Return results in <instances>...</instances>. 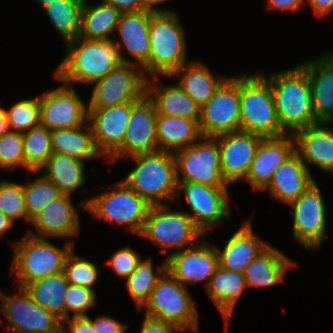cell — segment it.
Segmentation results:
<instances>
[{
    "label": "cell",
    "mask_w": 333,
    "mask_h": 333,
    "mask_svg": "<svg viewBox=\"0 0 333 333\" xmlns=\"http://www.w3.org/2000/svg\"><path fill=\"white\" fill-rule=\"evenodd\" d=\"M259 71L270 82L280 126L286 134L318 123L313 114L309 78L298 63L293 68L266 75Z\"/></svg>",
    "instance_id": "cell-1"
},
{
    "label": "cell",
    "mask_w": 333,
    "mask_h": 333,
    "mask_svg": "<svg viewBox=\"0 0 333 333\" xmlns=\"http://www.w3.org/2000/svg\"><path fill=\"white\" fill-rule=\"evenodd\" d=\"M67 53L59 63L54 76L64 84H88L102 79L120 61L113 40H88L81 37L69 40L63 45Z\"/></svg>",
    "instance_id": "cell-2"
},
{
    "label": "cell",
    "mask_w": 333,
    "mask_h": 333,
    "mask_svg": "<svg viewBox=\"0 0 333 333\" xmlns=\"http://www.w3.org/2000/svg\"><path fill=\"white\" fill-rule=\"evenodd\" d=\"M178 16L176 11L151 15L149 60L142 66L148 78L170 76L190 62L187 59L186 31Z\"/></svg>",
    "instance_id": "cell-3"
},
{
    "label": "cell",
    "mask_w": 333,
    "mask_h": 333,
    "mask_svg": "<svg viewBox=\"0 0 333 333\" xmlns=\"http://www.w3.org/2000/svg\"><path fill=\"white\" fill-rule=\"evenodd\" d=\"M59 247L48 238H38L25 234L20 240L11 243L13 258L11 273L17 287L24 288L33 281L63 272L67 256L74 249V243L64 241Z\"/></svg>",
    "instance_id": "cell-4"
},
{
    "label": "cell",
    "mask_w": 333,
    "mask_h": 333,
    "mask_svg": "<svg viewBox=\"0 0 333 333\" xmlns=\"http://www.w3.org/2000/svg\"><path fill=\"white\" fill-rule=\"evenodd\" d=\"M135 167L122 179L150 205L174 202L177 191L174 154L155 151L126 158Z\"/></svg>",
    "instance_id": "cell-5"
},
{
    "label": "cell",
    "mask_w": 333,
    "mask_h": 333,
    "mask_svg": "<svg viewBox=\"0 0 333 333\" xmlns=\"http://www.w3.org/2000/svg\"><path fill=\"white\" fill-rule=\"evenodd\" d=\"M103 192L91 196L86 205V212L91 218L125 227L126 231L140 235L151 205L123 180L108 185Z\"/></svg>",
    "instance_id": "cell-6"
},
{
    "label": "cell",
    "mask_w": 333,
    "mask_h": 333,
    "mask_svg": "<svg viewBox=\"0 0 333 333\" xmlns=\"http://www.w3.org/2000/svg\"><path fill=\"white\" fill-rule=\"evenodd\" d=\"M240 130L262 137L286 134L280 126L270 82L259 70L240 74Z\"/></svg>",
    "instance_id": "cell-7"
},
{
    "label": "cell",
    "mask_w": 333,
    "mask_h": 333,
    "mask_svg": "<svg viewBox=\"0 0 333 333\" xmlns=\"http://www.w3.org/2000/svg\"><path fill=\"white\" fill-rule=\"evenodd\" d=\"M171 204L151 205L141 238L169 255L198 244L205 235L184 210H171ZM199 239V240H198Z\"/></svg>",
    "instance_id": "cell-8"
},
{
    "label": "cell",
    "mask_w": 333,
    "mask_h": 333,
    "mask_svg": "<svg viewBox=\"0 0 333 333\" xmlns=\"http://www.w3.org/2000/svg\"><path fill=\"white\" fill-rule=\"evenodd\" d=\"M145 316L177 326L183 332H197L198 312L191 292L167 271L158 279L142 307Z\"/></svg>",
    "instance_id": "cell-9"
},
{
    "label": "cell",
    "mask_w": 333,
    "mask_h": 333,
    "mask_svg": "<svg viewBox=\"0 0 333 333\" xmlns=\"http://www.w3.org/2000/svg\"><path fill=\"white\" fill-rule=\"evenodd\" d=\"M148 77L141 66L129 62L119 64L102 79L92 83L87 109H102L135 102L147 94Z\"/></svg>",
    "instance_id": "cell-10"
},
{
    "label": "cell",
    "mask_w": 333,
    "mask_h": 333,
    "mask_svg": "<svg viewBox=\"0 0 333 333\" xmlns=\"http://www.w3.org/2000/svg\"><path fill=\"white\" fill-rule=\"evenodd\" d=\"M177 182L230 187L223 179L216 137L201 136L194 144L173 153Z\"/></svg>",
    "instance_id": "cell-11"
},
{
    "label": "cell",
    "mask_w": 333,
    "mask_h": 333,
    "mask_svg": "<svg viewBox=\"0 0 333 333\" xmlns=\"http://www.w3.org/2000/svg\"><path fill=\"white\" fill-rule=\"evenodd\" d=\"M325 198L315 181L288 207L293 217L292 236L306 250L317 251L326 238L327 207Z\"/></svg>",
    "instance_id": "cell-12"
},
{
    "label": "cell",
    "mask_w": 333,
    "mask_h": 333,
    "mask_svg": "<svg viewBox=\"0 0 333 333\" xmlns=\"http://www.w3.org/2000/svg\"><path fill=\"white\" fill-rule=\"evenodd\" d=\"M198 125L205 137L240 130V74L228 76L201 106Z\"/></svg>",
    "instance_id": "cell-13"
},
{
    "label": "cell",
    "mask_w": 333,
    "mask_h": 333,
    "mask_svg": "<svg viewBox=\"0 0 333 333\" xmlns=\"http://www.w3.org/2000/svg\"><path fill=\"white\" fill-rule=\"evenodd\" d=\"M228 187H213L193 182H177L174 202L178 203L184 194L192 213L185 211L194 224L207 236V232L219 222L231 218ZM222 220V221H221Z\"/></svg>",
    "instance_id": "cell-14"
},
{
    "label": "cell",
    "mask_w": 333,
    "mask_h": 333,
    "mask_svg": "<svg viewBox=\"0 0 333 333\" xmlns=\"http://www.w3.org/2000/svg\"><path fill=\"white\" fill-rule=\"evenodd\" d=\"M9 295L0 291V311L7 323L5 333H61L62 321L36 304L24 290Z\"/></svg>",
    "instance_id": "cell-15"
},
{
    "label": "cell",
    "mask_w": 333,
    "mask_h": 333,
    "mask_svg": "<svg viewBox=\"0 0 333 333\" xmlns=\"http://www.w3.org/2000/svg\"><path fill=\"white\" fill-rule=\"evenodd\" d=\"M38 95L40 105V125L48 130L76 128L88 119L87 103L74 86L62 83Z\"/></svg>",
    "instance_id": "cell-16"
},
{
    "label": "cell",
    "mask_w": 333,
    "mask_h": 333,
    "mask_svg": "<svg viewBox=\"0 0 333 333\" xmlns=\"http://www.w3.org/2000/svg\"><path fill=\"white\" fill-rule=\"evenodd\" d=\"M90 196L79 202L73 203L71 195L62 194L56 200L50 202L32 220L34 231L27 230V234L38 238H58L74 243V238L80 234L81 221L78 208L85 209Z\"/></svg>",
    "instance_id": "cell-17"
},
{
    "label": "cell",
    "mask_w": 333,
    "mask_h": 333,
    "mask_svg": "<svg viewBox=\"0 0 333 333\" xmlns=\"http://www.w3.org/2000/svg\"><path fill=\"white\" fill-rule=\"evenodd\" d=\"M156 125V108L147 94L140 100L132 102L124 141L107 162L116 163L134 155L158 151Z\"/></svg>",
    "instance_id": "cell-18"
},
{
    "label": "cell",
    "mask_w": 333,
    "mask_h": 333,
    "mask_svg": "<svg viewBox=\"0 0 333 333\" xmlns=\"http://www.w3.org/2000/svg\"><path fill=\"white\" fill-rule=\"evenodd\" d=\"M205 236L193 247L169 255L166 259V271L187 288L189 285L204 283L206 288L211 276L219 266L215 245L206 241Z\"/></svg>",
    "instance_id": "cell-19"
},
{
    "label": "cell",
    "mask_w": 333,
    "mask_h": 333,
    "mask_svg": "<svg viewBox=\"0 0 333 333\" xmlns=\"http://www.w3.org/2000/svg\"><path fill=\"white\" fill-rule=\"evenodd\" d=\"M223 179L229 186L245 180L262 136L235 131L216 136Z\"/></svg>",
    "instance_id": "cell-20"
},
{
    "label": "cell",
    "mask_w": 333,
    "mask_h": 333,
    "mask_svg": "<svg viewBox=\"0 0 333 333\" xmlns=\"http://www.w3.org/2000/svg\"><path fill=\"white\" fill-rule=\"evenodd\" d=\"M295 153L293 134L263 137L257 147L245 181L253 191H263L271 182L275 170Z\"/></svg>",
    "instance_id": "cell-21"
},
{
    "label": "cell",
    "mask_w": 333,
    "mask_h": 333,
    "mask_svg": "<svg viewBox=\"0 0 333 333\" xmlns=\"http://www.w3.org/2000/svg\"><path fill=\"white\" fill-rule=\"evenodd\" d=\"M152 14L153 12L146 10L121 14L116 28L119 39L116 41L113 39L121 62H129L142 67L149 60V24ZM125 54L130 55L131 58H126Z\"/></svg>",
    "instance_id": "cell-22"
},
{
    "label": "cell",
    "mask_w": 333,
    "mask_h": 333,
    "mask_svg": "<svg viewBox=\"0 0 333 333\" xmlns=\"http://www.w3.org/2000/svg\"><path fill=\"white\" fill-rule=\"evenodd\" d=\"M132 110V102L106 107L87 109L98 150L108 159L123 143Z\"/></svg>",
    "instance_id": "cell-23"
},
{
    "label": "cell",
    "mask_w": 333,
    "mask_h": 333,
    "mask_svg": "<svg viewBox=\"0 0 333 333\" xmlns=\"http://www.w3.org/2000/svg\"><path fill=\"white\" fill-rule=\"evenodd\" d=\"M320 54L315 60L298 64L306 71L310 81L315 120L333 123V49Z\"/></svg>",
    "instance_id": "cell-24"
},
{
    "label": "cell",
    "mask_w": 333,
    "mask_h": 333,
    "mask_svg": "<svg viewBox=\"0 0 333 333\" xmlns=\"http://www.w3.org/2000/svg\"><path fill=\"white\" fill-rule=\"evenodd\" d=\"M295 152L304 161L325 173H333V123L318 122L297 130L294 134Z\"/></svg>",
    "instance_id": "cell-25"
},
{
    "label": "cell",
    "mask_w": 333,
    "mask_h": 333,
    "mask_svg": "<svg viewBox=\"0 0 333 333\" xmlns=\"http://www.w3.org/2000/svg\"><path fill=\"white\" fill-rule=\"evenodd\" d=\"M242 225L228 238L223 249L215 245L219 266L228 271L243 273L248 264L270 243L253 232L252 218H245Z\"/></svg>",
    "instance_id": "cell-26"
},
{
    "label": "cell",
    "mask_w": 333,
    "mask_h": 333,
    "mask_svg": "<svg viewBox=\"0 0 333 333\" xmlns=\"http://www.w3.org/2000/svg\"><path fill=\"white\" fill-rule=\"evenodd\" d=\"M315 181L311 171L295 152L275 170L271 182L263 191H267L273 200L288 205Z\"/></svg>",
    "instance_id": "cell-27"
},
{
    "label": "cell",
    "mask_w": 333,
    "mask_h": 333,
    "mask_svg": "<svg viewBox=\"0 0 333 333\" xmlns=\"http://www.w3.org/2000/svg\"><path fill=\"white\" fill-rule=\"evenodd\" d=\"M161 76L148 78L147 95L154 102L157 114L195 120L200 118L201 106L176 83L160 84Z\"/></svg>",
    "instance_id": "cell-28"
},
{
    "label": "cell",
    "mask_w": 333,
    "mask_h": 333,
    "mask_svg": "<svg viewBox=\"0 0 333 333\" xmlns=\"http://www.w3.org/2000/svg\"><path fill=\"white\" fill-rule=\"evenodd\" d=\"M297 263L276 247L269 244L244 269L247 288H269L284 281L287 271Z\"/></svg>",
    "instance_id": "cell-29"
},
{
    "label": "cell",
    "mask_w": 333,
    "mask_h": 333,
    "mask_svg": "<svg viewBox=\"0 0 333 333\" xmlns=\"http://www.w3.org/2000/svg\"><path fill=\"white\" fill-rule=\"evenodd\" d=\"M247 289L243 273L228 271L218 266L205 291L224 320L225 331L229 329L232 315L240 297Z\"/></svg>",
    "instance_id": "cell-30"
},
{
    "label": "cell",
    "mask_w": 333,
    "mask_h": 333,
    "mask_svg": "<svg viewBox=\"0 0 333 333\" xmlns=\"http://www.w3.org/2000/svg\"><path fill=\"white\" fill-rule=\"evenodd\" d=\"M228 76H222L217 71L211 72L209 67L200 60L185 63L165 78H178L176 83L184 92L192 97L200 106L205 104L217 88Z\"/></svg>",
    "instance_id": "cell-31"
},
{
    "label": "cell",
    "mask_w": 333,
    "mask_h": 333,
    "mask_svg": "<svg viewBox=\"0 0 333 333\" xmlns=\"http://www.w3.org/2000/svg\"><path fill=\"white\" fill-rule=\"evenodd\" d=\"M53 152L71 156L85 162L99 158L107 159L98 150L88 120L76 128L51 130Z\"/></svg>",
    "instance_id": "cell-32"
},
{
    "label": "cell",
    "mask_w": 333,
    "mask_h": 333,
    "mask_svg": "<svg viewBox=\"0 0 333 333\" xmlns=\"http://www.w3.org/2000/svg\"><path fill=\"white\" fill-rule=\"evenodd\" d=\"M85 165L83 160L53 152L39 171H32L31 174H40L43 170L42 175L55 184L62 194L72 196L86 184Z\"/></svg>",
    "instance_id": "cell-33"
},
{
    "label": "cell",
    "mask_w": 333,
    "mask_h": 333,
    "mask_svg": "<svg viewBox=\"0 0 333 333\" xmlns=\"http://www.w3.org/2000/svg\"><path fill=\"white\" fill-rule=\"evenodd\" d=\"M158 150L175 153L191 146L202 135L195 120L171 115L157 114Z\"/></svg>",
    "instance_id": "cell-34"
},
{
    "label": "cell",
    "mask_w": 333,
    "mask_h": 333,
    "mask_svg": "<svg viewBox=\"0 0 333 333\" xmlns=\"http://www.w3.org/2000/svg\"><path fill=\"white\" fill-rule=\"evenodd\" d=\"M91 5L87 0L81 12V26L78 37L88 40H113L121 12L105 0Z\"/></svg>",
    "instance_id": "cell-35"
},
{
    "label": "cell",
    "mask_w": 333,
    "mask_h": 333,
    "mask_svg": "<svg viewBox=\"0 0 333 333\" xmlns=\"http://www.w3.org/2000/svg\"><path fill=\"white\" fill-rule=\"evenodd\" d=\"M64 272L46 276L24 287L30 298L61 321L66 319L65 293L69 286Z\"/></svg>",
    "instance_id": "cell-36"
},
{
    "label": "cell",
    "mask_w": 333,
    "mask_h": 333,
    "mask_svg": "<svg viewBox=\"0 0 333 333\" xmlns=\"http://www.w3.org/2000/svg\"><path fill=\"white\" fill-rule=\"evenodd\" d=\"M83 4L84 0H54L42 9L63 43L79 36Z\"/></svg>",
    "instance_id": "cell-37"
},
{
    "label": "cell",
    "mask_w": 333,
    "mask_h": 333,
    "mask_svg": "<svg viewBox=\"0 0 333 333\" xmlns=\"http://www.w3.org/2000/svg\"><path fill=\"white\" fill-rule=\"evenodd\" d=\"M153 264L151 257L141 259L137 268L125 279V287L138 312L144 310L142 307L148 301L156 282L166 271V259L156 269Z\"/></svg>",
    "instance_id": "cell-38"
},
{
    "label": "cell",
    "mask_w": 333,
    "mask_h": 333,
    "mask_svg": "<svg viewBox=\"0 0 333 333\" xmlns=\"http://www.w3.org/2000/svg\"><path fill=\"white\" fill-rule=\"evenodd\" d=\"M24 151V169L27 174L39 169L52 155L51 130L41 125L22 134Z\"/></svg>",
    "instance_id": "cell-39"
},
{
    "label": "cell",
    "mask_w": 333,
    "mask_h": 333,
    "mask_svg": "<svg viewBox=\"0 0 333 333\" xmlns=\"http://www.w3.org/2000/svg\"><path fill=\"white\" fill-rule=\"evenodd\" d=\"M26 181L23 183V192L27 211V223L30 225L31 220L50 202L61 196L62 193L55 184L43 175L32 180L26 179Z\"/></svg>",
    "instance_id": "cell-40"
},
{
    "label": "cell",
    "mask_w": 333,
    "mask_h": 333,
    "mask_svg": "<svg viewBox=\"0 0 333 333\" xmlns=\"http://www.w3.org/2000/svg\"><path fill=\"white\" fill-rule=\"evenodd\" d=\"M9 131L25 133L40 125L38 96L22 99L5 108Z\"/></svg>",
    "instance_id": "cell-41"
},
{
    "label": "cell",
    "mask_w": 333,
    "mask_h": 333,
    "mask_svg": "<svg viewBox=\"0 0 333 333\" xmlns=\"http://www.w3.org/2000/svg\"><path fill=\"white\" fill-rule=\"evenodd\" d=\"M87 260L84 256H77L74 249L67 256L63 272L71 285L83 286L94 289V285L99 280L100 267Z\"/></svg>",
    "instance_id": "cell-42"
},
{
    "label": "cell",
    "mask_w": 333,
    "mask_h": 333,
    "mask_svg": "<svg viewBox=\"0 0 333 333\" xmlns=\"http://www.w3.org/2000/svg\"><path fill=\"white\" fill-rule=\"evenodd\" d=\"M0 212L14 223L17 219L27 222L23 184L7 179L0 180Z\"/></svg>",
    "instance_id": "cell-43"
},
{
    "label": "cell",
    "mask_w": 333,
    "mask_h": 333,
    "mask_svg": "<svg viewBox=\"0 0 333 333\" xmlns=\"http://www.w3.org/2000/svg\"><path fill=\"white\" fill-rule=\"evenodd\" d=\"M24 168L22 133L8 131L0 137V169L15 171Z\"/></svg>",
    "instance_id": "cell-44"
},
{
    "label": "cell",
    "mask_w": 333,
    "mask_h": 333,
    "mask_svg": "<svg viewBox=\"0 0 333 333\" xmlns=\"http://www.w3.org/2000/svg\"><path fill=\"white\" fill-rule=\"evenodd\" d=\"M96 290L83 286L69 284L64 295L66 305V319L73 317L88 316L87 312L98 304Z\"/></svg>",
    "instance_id": "cell-45"
},
{
    "label": "cell",
    "mask_w": 333,
    "mask_h": 333,
    "mask_svg": "<svg viewBox=\"0 0 333 333\" xmlns=\"http://www.w3.org/2000/svg\"><path fill=\"white\" fill-rule=\"evenodd\" d=\"M141 256L131 246H125L116 250L110 257L109 267L121 279H126L137 268Z\"/></svg>",
    "instance_id": "cell-46"
},
{
    "label": "cell",
    "mask_w": 333,
    "mask_h": 333,
    "mask_svg": "<svg viewBox=\"0 0 333 333\" xmlns=\"http://www.w3.org/2000/svg\"><path fill=\"white\" fill-rule=\"evenodd\" d=\"M94 333H125L127 325L110 315H98L92 319Z\"/></svg>",
    "instance_id": "cell-47"
},
{
    "label": "cell",
    "mask_w": 333,
    "mask_h": 333,
    "mask_svg": "<svg viewBox=\"0 0 333 333\" xmlns=\"http://www.w3.org/2000/svg\"><path fill=\"white\" fill-rule=\"evenodd\" d=\"M61 333H94L92 318L89 316H71L70 318L62 321Z\"/></svg>",
    "instance_id": "cell-48"
},
{
    "label": "cell",
    "mask_w": 333,
    "mask_h": 333,
    "mask_svg": "<svg viewBox=\"0 0 333 333\" xmlns=\"http://www.w3.org/2000/svg\"><path fill=\"white\" fill-rule=\"evenodd\" d=\"M139 333H183L177 326L144 315Z\"/></svg>",
    "instance_id": "cell-49"
},
{
    "label": "cell",
    "mask_w": 333,
    "mask_h": 333,
    "mask_svg": "<svg viewBox=\"0 0 333 333\" xmlns=\"http://www.w3.org/2000/svg\"><path fill=\"white\" fill-rule=\"evenodd\" d=\"M268 9L278 11H291L296 14L297 11L304 8V0H266Z\"/></svg>",
    "instance_id": "cell-50"
},
{
    "label": "cell",
    "mask_w": 333,
    "mask_h": 333,
    "mask_svg": "<svg viewBox=\"0 0 333 333\" xmlns=\"http://www.w3.org/2000/svg\"><path fill=\"white\" fill-rule=\"evenodd\" d=\"M107 3L114 6L121 13L136 12L143 10L142 0H105Z\"/></svg>",
    "instance_id": "cell-51"
},
{
    "label": "cell",
    "mask_w": 333,
    "mask_h": 333,
    "mask_svg": "<svg viewBox=\"0 0 333 333\" xmlns=\"http://www.w3.org/2000/svg\"><path fill=\"white\" fill-rule=\"evenodd\" d=\"M304 2L306 5L309 4L314 15L320 18L333 11V0H304Z\"/></svg>",
    "instance_id": "cell-52"
},
{
    "label": "cell",
    "mask_w": 333,
    "mask_h": 333,
    "mask_svg": "<svg viewBox=\"0 0 333 333\" xmlns=\"http://www.w3.org/2000/svg\"><path fill=\"white\" fill-rule=\"evenodd\" d=\"M169 2L168 0H142L143 2V10L150 11L153 13H167V12H174L176 10L173 9H167L165 7H158L159 4H162L163 2Z\"/></svg>",
    "instance_id": "cell-53"
},
{
    "label": "cell",
    "mask_w": 333,
    "mask_h": 333,
    "mask_svg": "<svg viewBox=\"0 0 333 333\" xmlns=\"http://www.w3.org/2000/svg\"><path fill=\"white\" fill-rule=\"evenodd\" d=\"M14 226V222L0 212V238Z\"/></svg>",
    "instance_id": "cell-54"
},
{
    "label": "cell",
    "mask_w": 333,
    "mask_h": 333,
    "mask_svg": "<svg viewBox=\"0 0 333 333\" xmlns=\"http://www.w3.org/2000/svg\"><path fill=\"white\" fill-rule=\"evenodd\" d=\"M9 131L5 108L0 107V137Z\"/></svg>",
    "instance_id": "cell-55"
},
{
    "label": "cell",
    "mask_w": 333,
    "mask_h": 333,
    "mask_svg": "<svg viewBox=\"0 0 333 333\" xmlns=\"http://www.w3.org/2000/svg\"><path fill=\"white\" fill-rule=\"evenodd\" d=\"M36 2L41 6V8L43 9L44 7H46L47 5H49L50 3L54 2V0H36Z\"/></svg>",
    "instance_id": "cell-56"
}]
</instances>
